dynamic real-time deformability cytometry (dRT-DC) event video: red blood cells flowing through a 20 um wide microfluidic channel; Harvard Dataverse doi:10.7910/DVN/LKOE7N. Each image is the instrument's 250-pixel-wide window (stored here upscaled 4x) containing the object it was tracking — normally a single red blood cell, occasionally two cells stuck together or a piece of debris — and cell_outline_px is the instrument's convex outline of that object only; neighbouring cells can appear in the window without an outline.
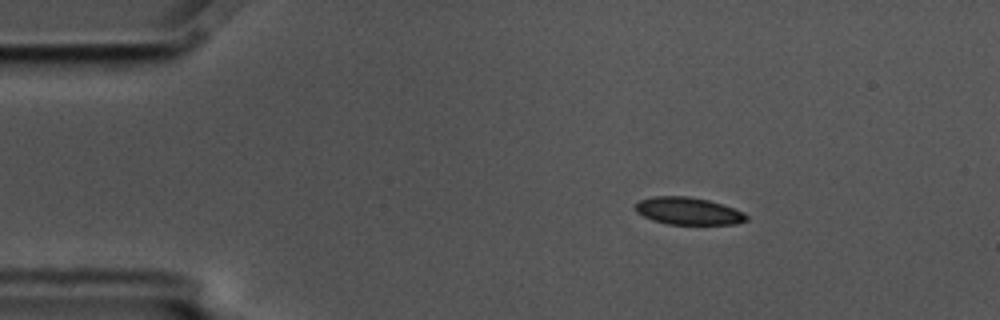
{"species": "common noctule bat (a hibernating species)", "species_latin": "Nyctalus noctula", "temperature_condition": "cold", "stored_images_in_passage": 4, "segment_of_instrument_passage": [1, 2], "camera_frame_rate_fps": 3000, "um_per_image_px": 0.085, "animal": {"sex": "male", "body_mass_g": 17.5, "forearm_length_mm": 52.3}, "frame": {"image": 1, "passage_image": 1, "time_ms": 0.0, "image_size_px": [1000, 320], "cell_outline_px": [[748, 220], [736, 224], [668, 224], [652, 220], [636, 212], [636, 204], [640, 200], [652, 196], [688, 196], [708, 200], [744, 212], [748, 216]], "centroid_in_image_um": [58.5, 17.94], "position_along_channel_um": 26.5, "area_um2": 17.57}}